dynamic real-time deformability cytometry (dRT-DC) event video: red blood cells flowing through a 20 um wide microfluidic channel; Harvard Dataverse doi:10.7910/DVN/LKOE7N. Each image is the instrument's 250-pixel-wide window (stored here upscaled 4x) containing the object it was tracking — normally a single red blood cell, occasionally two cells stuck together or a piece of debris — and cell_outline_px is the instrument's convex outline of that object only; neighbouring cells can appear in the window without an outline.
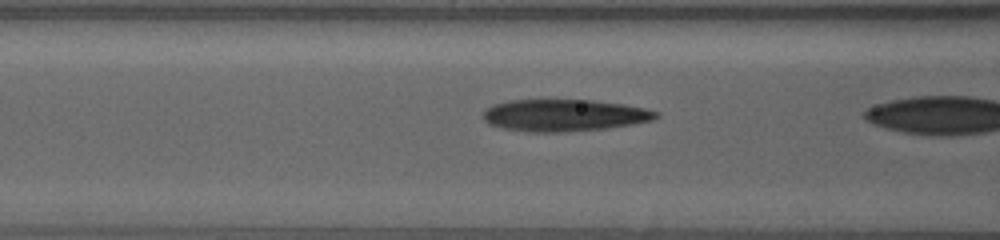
{"species": "human", "species_latin": "Homo sapiens", "temperature_condition": "warm", "stored_images_in_passage": 42, "camera_frame_rate_fps": 3000, "um_per_image_px": 0.085, "donor": {"sex": "female"}, "frame": {"image": 1, "passage_image": 40, "time_ms": 13.0, "image_size_px": [1000, 240], "cell_outline_px": [[660, 116], [652, 120], [632, 124], [608, 128], [564, 132], [528, 132], [504, 128], [488, 124], [484, 120], [484, 112], [492, 104], [508, 100], [592, 100], [624, 104], [644, 108], [660, 112]], "centroid_in_image_um": [47.97, 9.8], "position_along_channel_um": 118.6, "area_um2": 32.25}}